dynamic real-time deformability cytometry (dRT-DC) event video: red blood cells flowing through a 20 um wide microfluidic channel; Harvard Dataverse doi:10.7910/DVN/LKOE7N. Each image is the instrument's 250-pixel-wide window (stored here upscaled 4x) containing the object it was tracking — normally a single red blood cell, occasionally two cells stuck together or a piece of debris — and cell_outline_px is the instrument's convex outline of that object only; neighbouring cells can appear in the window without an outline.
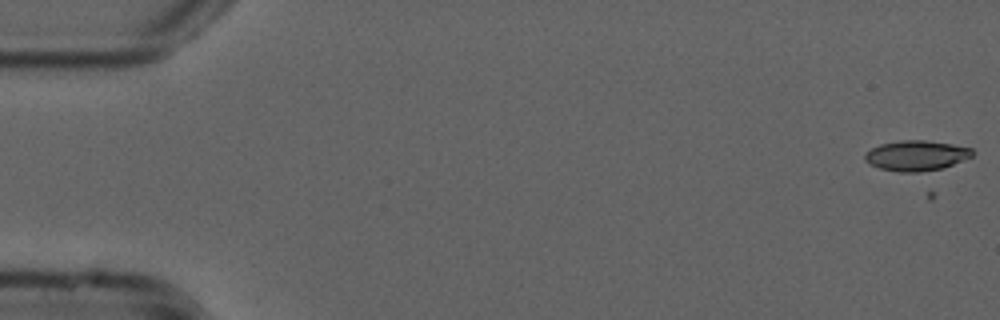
{"species": "common noctule bat (a hibernating species)", "species_latin": "Nyctalus noctula", "temperature_condition": "cold", "stored_images_in_passage": 8, "camera_frame_rate_fps": 3000, "um_per_image_px": 0.085, "animal": {"sex": "male", "forearm_length_mm": 52.5}, "frame": {"image": 1, "passage_image": 3, "time_ms": 0.667, "image_size_px": [1000, 320], "cell_outline_px": [[976, 152], [972, 156], [944, 168], [920, 172], [900, 172], [880, 168], [868, 164], [864, 160], [864, 156], [872, 148], [880, 144], [900, 140], [924, 140], [952, 144], [972, 148]], "centroid_in_image_um": [77.9, 13.22], "position_along_channel_um": 7.1, "area_um2": 19.02}}